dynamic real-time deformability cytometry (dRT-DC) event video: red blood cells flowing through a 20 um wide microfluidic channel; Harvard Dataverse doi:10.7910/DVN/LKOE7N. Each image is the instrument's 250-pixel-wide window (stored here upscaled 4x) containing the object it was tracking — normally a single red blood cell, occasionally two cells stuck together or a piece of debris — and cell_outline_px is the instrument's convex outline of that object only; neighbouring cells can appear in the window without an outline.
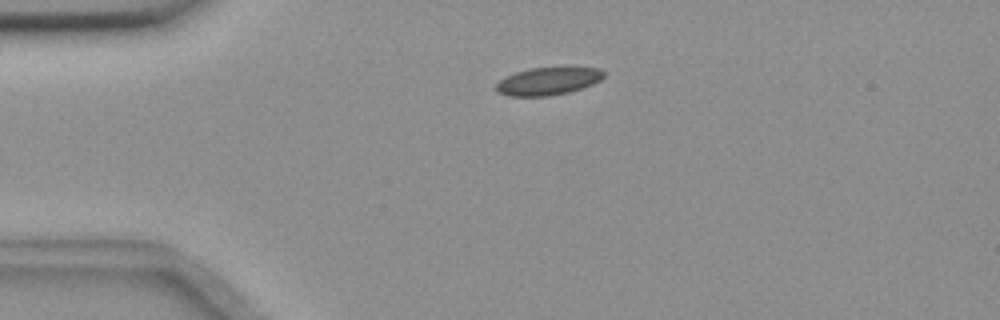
{"species": "common noctule bat (a hibernating species)", "species_latin": "Nyctalus noctula", "temperature_condition": "room temperature", "stored_images_in_passage": 44, "camera_frame_rate_fps": 3000, "um_per_image_px": 0.085, "animal": {"sex": "female", "body_mass_g": 18.4}, "frame": {"image": 1, "passage_image": 1, "time_ms": 0.0, "image_size_px": [1000, 320], "cell_outline_px": [[604, 76], [600, 80], [592, 84], [568, 92], [548, 96], [508, 96], [496, 92], [496, 84], [504, 76], [528, 68], [600, 68], [604, 72]], "centroid_in_image_um": [46.53, 6.9], "position_along_channel_um": 38.5, "area_um2": 17.22}}
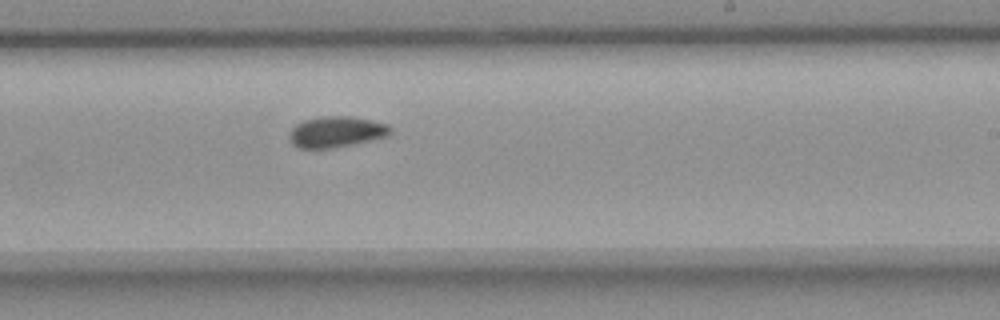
{"frame": {"image": 2, "passage_image": 22, "time_ms": 7.0, "image_size_px": [1000, 320], "cell_outline_px": [[392, 132], [388, 136], [328, 148], [300, 148], [292, 144], [288, 136], [292, 128], [296, 124], [304, 120], [320, 116], [352, 116], [372, 120], [388, 124], [392, 128]], "centroid_in_image_um": [28.58, 11.18], "position_along_channel_um": 260.4, "area_um2": 18.09}}
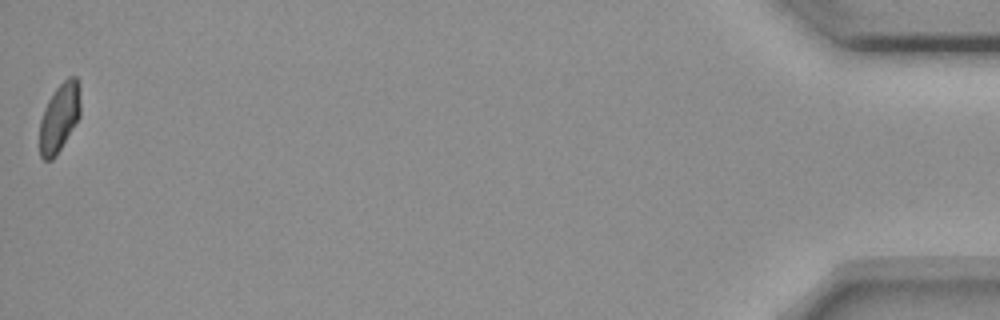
{"frame": {"image": 3, "passage_image": 44, "time_ms": 14.333, "image_size_px": [1000, 320], "cell_outline_px": [[80, 116], [56, 156], [52, 160], [44, 160], [40, 156], [40, 120], [44, 108], [48, 100], [56, 88], [68, 76], [76, 76], [80, 88]], "centroid_in_image_um": [5.05, 9.98], "position_along_channel_um": 430.1, "area_um2": 16.36}, "authors_computed_cell_mechanics": {"area_um2": 17.629, "velocity_mm_per_s": 3.6271, "shape_relaxation_time_tau1_ms": 7.4536, "shape_relaxation_time_tau2_ms": 3.2266, "deformation_change_tau1": 0.1216, "deformation_change_tau2": 0.064}}